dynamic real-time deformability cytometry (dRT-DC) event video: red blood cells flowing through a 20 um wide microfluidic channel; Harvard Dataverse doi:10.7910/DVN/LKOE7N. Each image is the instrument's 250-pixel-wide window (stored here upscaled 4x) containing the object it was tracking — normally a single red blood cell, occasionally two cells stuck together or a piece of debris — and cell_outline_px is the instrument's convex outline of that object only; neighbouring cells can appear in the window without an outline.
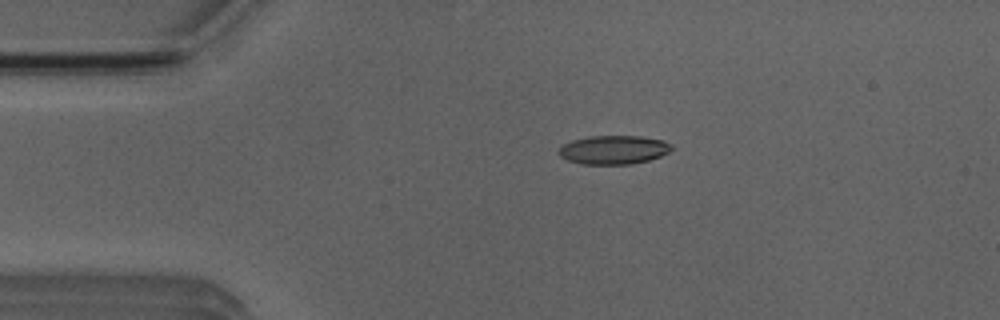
{"species": "Egyptian fruit bat (a non-hibernating species)", "species_latin": "Rousettus aegyptiacus", "temperature_condition": "room temperature", "stored_images_in_passage": 2, "camera_frame_rate_fps": 3000, "um_per_image_px": 0.085, "animal": {"sex": "male"}, "frame": {"image": 1, "passage_image": 1, "time_ms": 0.0, "image_size_px": [1000, 320], "cell_outline_px": [[672, 148], [668, 152], [660, 156], [648, 160], [632, 164], [580, 164], [568, 160], [560, 156], [560, 148], [564, 144], [572, 140], [588, 136], [640, 136], [664, 140], [672, 144]], "centroid_in_image_um": [52.18, 12.73], "position_along_channel_um": 32.8, "area_um2": 18.84}}